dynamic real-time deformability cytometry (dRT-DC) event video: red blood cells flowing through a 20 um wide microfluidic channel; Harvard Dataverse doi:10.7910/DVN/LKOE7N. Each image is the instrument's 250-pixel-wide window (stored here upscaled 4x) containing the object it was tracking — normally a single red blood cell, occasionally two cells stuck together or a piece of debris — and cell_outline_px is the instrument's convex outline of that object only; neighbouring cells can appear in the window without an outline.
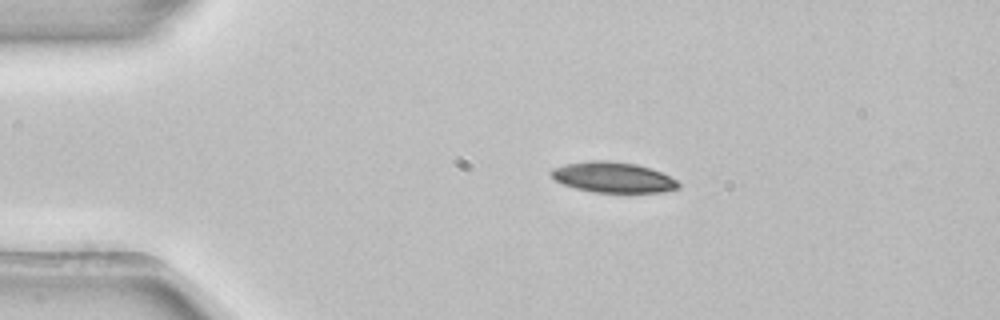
{"species": "common noctule bat (a hibernating species)", "species_latin": "Nyctalus noctula", "temperature_condition": "room temperature", "stored_images_in_passage": 2, "camera_frame_rate_fps": 3000, "um_per_image_px": 0.085, "animal": {"sex": "female", "body_mass_g": 22.7, "forearm_length_mm": 54.2}, "frame": {"image": 1, "passage_image": 1, "time_ms": 0.0, "image_size_px": [1000, 320], "cell_outline_px": [[680, 188], [660, 192], [596, 192], [576, 188], [564, 184], [556, 180], [548, 172], [552, 168], [564, 164], [588, 160], [608, 160], [636, 164], [660, 172], [676, 180], [680, 184]], "centroid_in_image_um": [52.08, 15.06], "position_along_channel_um": 32.9, "area_um2": 22.48}}